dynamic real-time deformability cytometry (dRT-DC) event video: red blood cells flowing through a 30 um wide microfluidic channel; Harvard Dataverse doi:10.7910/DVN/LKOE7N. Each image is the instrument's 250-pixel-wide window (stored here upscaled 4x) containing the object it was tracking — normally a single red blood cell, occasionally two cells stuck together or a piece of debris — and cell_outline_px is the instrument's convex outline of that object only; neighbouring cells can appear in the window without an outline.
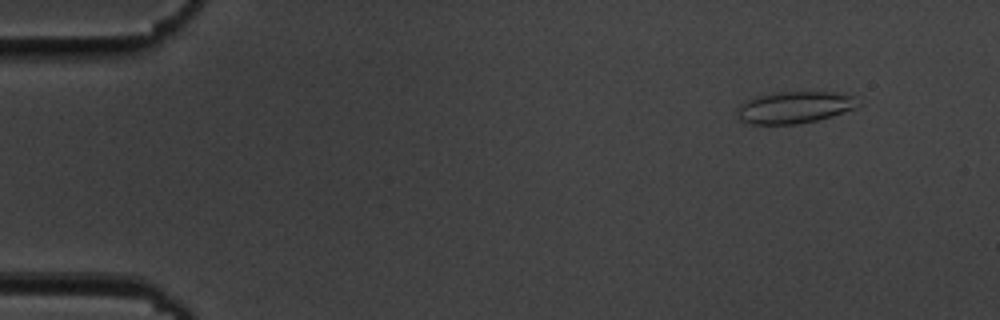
{"species": "common noctule bat (a hibernating species)", "species_latin": "Nyctalus noctula", "temperature_condition": "cold", "stored_images_in_passage": 54, "camera_frame_rate_fps": 3000, "um_per_image_px": 0.085, "animal": {"sex": "male", "body_mass_g": 19.5, "forearm_length_mm": 54.6}, "frame": {"image": 1, "passage_image": 5, "time_ms": 1.333, "image_size_px": [1000, 320], "cell_outline_px": [[860, 104], [856, 108], [832, 116], [816, 120], [796, 124], [752, 124], [740, 120], [740, 104], [744, 100], [756, 96], [776, 92], [832, 92], [852, 96]], "centroid_in_image_um": [67.54, 9.12], "position_along_channel_um": 17.5, "area_um2": 22.14}}
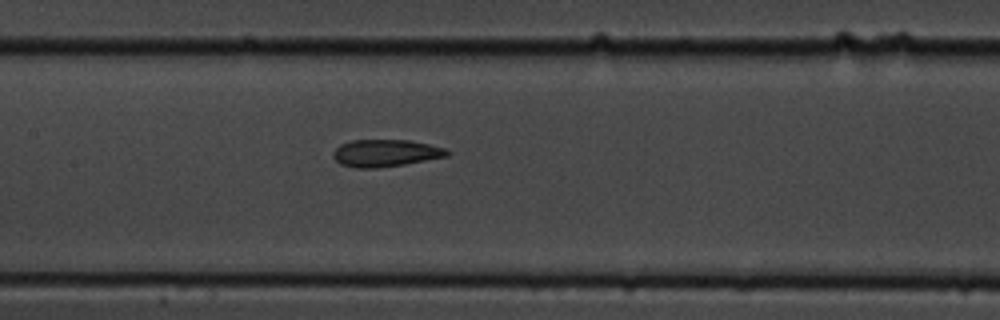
{"frame": {"image": 2, "passage_image": 26, "time_ms": 8.333, "image_size_px": [1000, 320], "cell_outline_px": [[448, 156], [404, 164], [376, 168], [356, 168], [340, 164], [332, 156], [332, 152], [340, 144], [352, 140], [408, 140], [448, 148]], "centroid_in_image_um": [32.75, 13.01], "position_along_channel_um": 174.7, "area_um2": 18.03}}
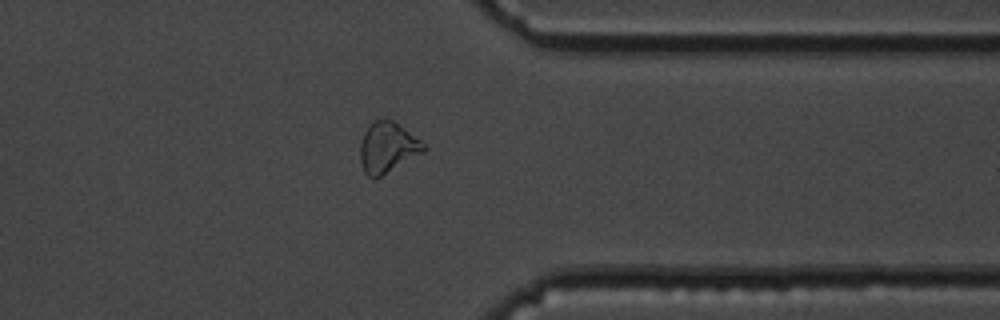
{"frame": {"image": 3, "passage_image": 43, "time_ms": 14.0, "image_size_px": [1000, 320], "cell_outline_px": [[428, 148], [424, 152], [376, 180], [372, 180], [364, 172], [360, 160], [360, 144], [364, 132], [368, 124], [372, 120], [392, 120], [404, 128], [420, 140]], "centroid_in_image_um": [32.92, 12.57], "position_along_channel_um": 378.5, "area_um2": 18.96}, "authors_computed_cell_mechanics": {"area_um2": 19.3052, "velocity_mm_per_s": 3.6919, "shape_relaxation_time_tau1_ms": null, "shape_relaxation_time_tau2_ms": 3.1579, "deformation_change_tau1": null, "deformation_change_tau2": 0.1067}}